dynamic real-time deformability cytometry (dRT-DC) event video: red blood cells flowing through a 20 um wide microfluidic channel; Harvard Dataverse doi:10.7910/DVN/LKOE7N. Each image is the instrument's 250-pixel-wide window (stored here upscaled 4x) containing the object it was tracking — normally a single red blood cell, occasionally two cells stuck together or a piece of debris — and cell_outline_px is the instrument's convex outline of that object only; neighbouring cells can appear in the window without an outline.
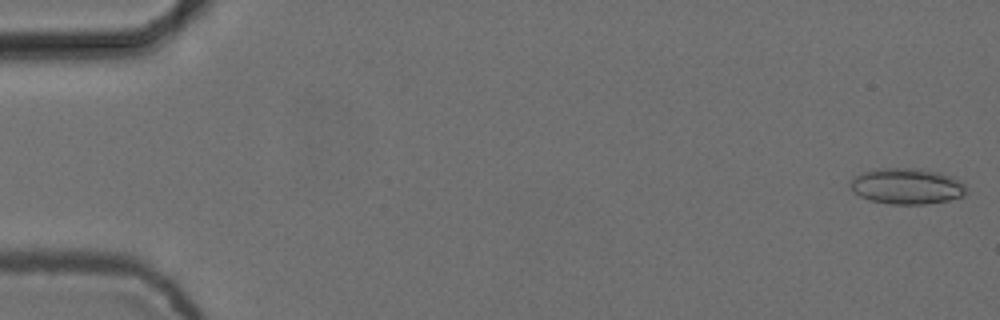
{"species": "common noctule bat (a hibernating species)", "species_latin": "Nyctalus noctula", "temperature_condition": "cold", "stored_images_in_passage": 6, "camera_frame_rate_fps": 3000, "um_per_image_px": 0.085, "animal": {"sex": "female", "body_mass_g": 24.6, "forearm_length_mm": 56.2}, "frame": {"image": 1, "passage_image": 1, "time_ms": 0.0, "image_size_px": [1000, 320], "cell_outline_px": [[968, 192], [964, 196], [948, 200], [924, 204], [892, 204], [868, 200], [860, 196], [848, 184], [860, 172], [876, 168], [920, 168], [940, 172], [952, 176], [960, 180], [964, 184]], "centroid_in_image_um": [77.1, 15.81], "position_along_channel_um": 7.9, "area_um2": 24.51}}